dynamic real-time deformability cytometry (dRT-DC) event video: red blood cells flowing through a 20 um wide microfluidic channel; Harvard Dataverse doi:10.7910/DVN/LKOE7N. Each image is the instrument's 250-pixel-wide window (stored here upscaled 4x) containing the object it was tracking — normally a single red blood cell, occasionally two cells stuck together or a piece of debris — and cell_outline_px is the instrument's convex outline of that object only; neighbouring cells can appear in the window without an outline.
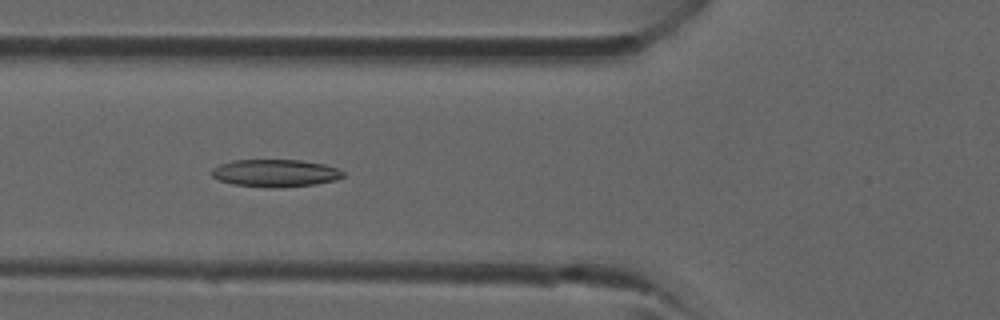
{"species": "common noctule bat (a hibernating species)", "species_latin": "Nyctalus noctula", "temperature_condition": "room temperature", "stored_images_in_passage": 36, "camera_frame_rate_fps": 3000, "um_per_image_px": 0.085, "animal": {"sex": "male", "forearm_length_mm": 52.5}, "frame": {"image": 1, "passage_image": 11, "time_ms": 3.333, "image_size_px": [1000, 320], "cell_outline_px": [[344, 176], [336, 180], [316, 184], [280, 188], [268, 188], [232, 184], [220, 180], [212, 176], [212, 168], [220, 164], [232, 160], [300, 160], [324, 164], [336, 168], [344, 172]], "centroid_in_image_um": [23.4, 14.72], "position_along_channel_um": 102.4, "area_um2": 21.15}}
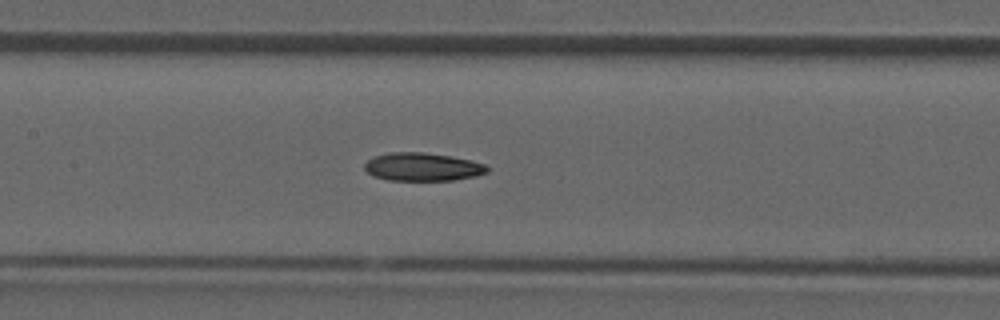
{"frame": {"image": 2, "passage_image": 15, "time_ms": 4.667, "image_size_px": [1000, 320], "cell_outline_px": [[488, 172], [476, 176], [452, 180], [388, 180], [376, 176], [368, 172], [364, 168], [364, 164], [368, 160], [376, 156], [392, 152], [424, 152], [452, 156], [472, 160], [484, 164], [488, 168]], "centroid_in_image_um": [35.95, 14.18], "position_along_channel_um": 171.5, "area_um2": 20.0}}
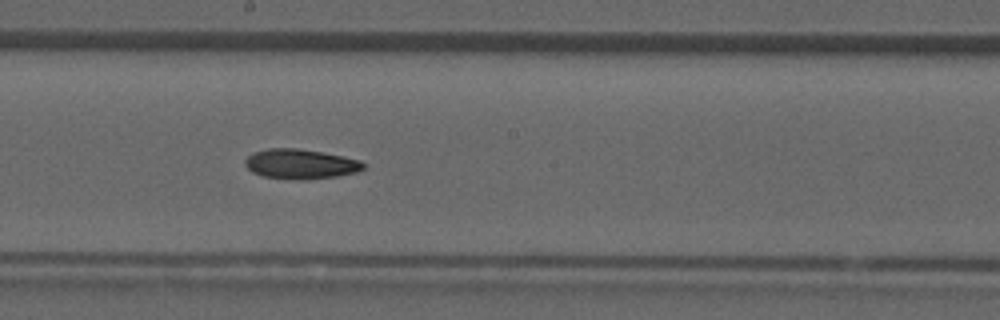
{"frame": {"image": 3, "passage_image": 18, "time_ms": 5.667, "image_size_px": [1000, 320], "cell_outline_px": [[364, 168], [356, 172], [336, 176], [300, 180], [264, 176], [252, 172], [244, 164], [244, 160], [252, 152], [268, 148], [296, 148], [344, 156], [360, 160], [364, 164]], "centroid_in_image_um": [25.51, 13.93], "position_along_channel_um": 222.7, "area_um2": 20.4}}